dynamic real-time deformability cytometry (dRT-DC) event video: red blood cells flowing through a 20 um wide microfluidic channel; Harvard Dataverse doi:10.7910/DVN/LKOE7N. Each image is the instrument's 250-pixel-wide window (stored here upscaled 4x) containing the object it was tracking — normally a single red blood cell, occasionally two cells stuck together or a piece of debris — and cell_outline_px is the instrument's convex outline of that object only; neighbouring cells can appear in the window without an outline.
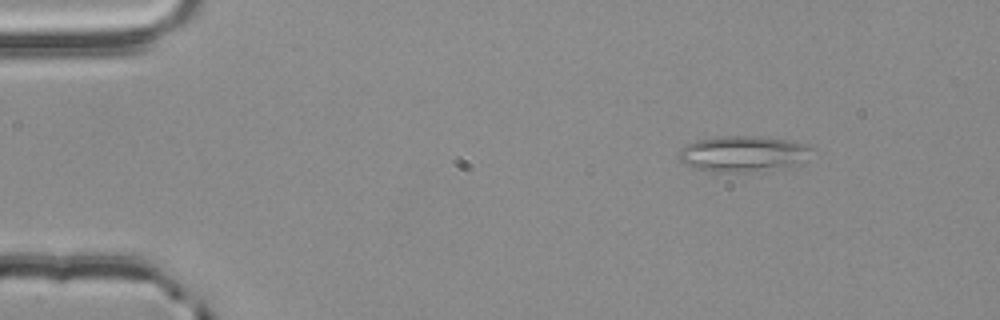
{"species": "common noctule bat (a hibernating species)", "species_latin": "Nyctalus noctula", "temperature_condition": "room temperature", "stored_images_in_passage": 2, "camera_frame_rate_fps": 3000, "um_per_image_px": 0.085, "animal": {"sex": "male", "body_mass_g": 20.4}, "frame": {"image": 1, "passage_image": 1, "time_ms": 0.0, "image_size_px": [1000, 320], "cell_outline_px": [[816, 148], [792, 164], [748, 172], [712, 172], [696, 168], [684, 164], [676, 156], [680, 148], [688, 144], [700, 140], [724, 136], [760, 136], [792, 140], [808, 144]], "centroid_in_image_um": [63.08, 13.05], "position_along_channel_um": 21.9, "area_um2": 27.28}}